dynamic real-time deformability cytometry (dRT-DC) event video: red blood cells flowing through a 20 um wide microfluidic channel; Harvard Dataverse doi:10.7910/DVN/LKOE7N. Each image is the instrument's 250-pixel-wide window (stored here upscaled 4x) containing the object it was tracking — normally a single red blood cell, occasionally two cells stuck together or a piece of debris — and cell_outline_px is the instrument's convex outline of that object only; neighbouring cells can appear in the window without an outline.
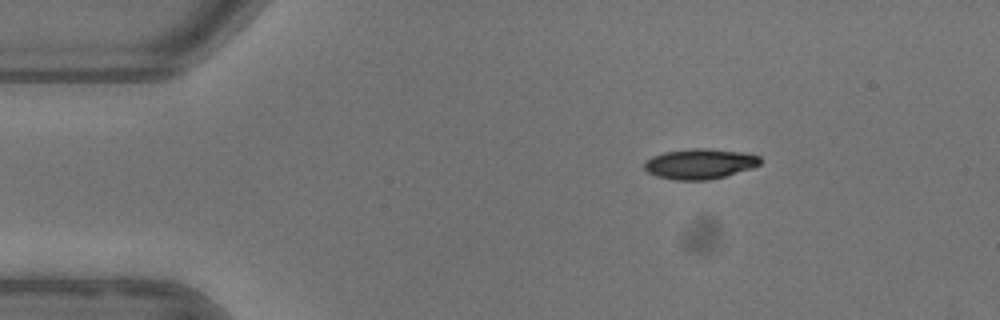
{"species": "common noctule bat (a hibernating species)", "species_latin": "Nyctalus noctula", "temperature_condition": "warm", "stored_images_in_passage": 3, "camera_frame_rate_fps": 3000, "um_per_image_px": 0.085, "animal": {"sex": "female"}, "frame": {"image": 1, "passage_image": 1, "time_ms": 0.0, "image_size_px": [1000, 320], "cell_outline_px": [[760, 164], [752, 168], [724, 176], [708, 180], [672, 180], [656, 176], [648, 172], [644, 168], [644, 164], [652, 156], [664, 152], [692, 148], [708, 148], [744, 152], [760, 156]], "centroid_in_image_um": [59.48, 13.92], "position_along_channel_um": 25.5, "area_um2": 20.46}}
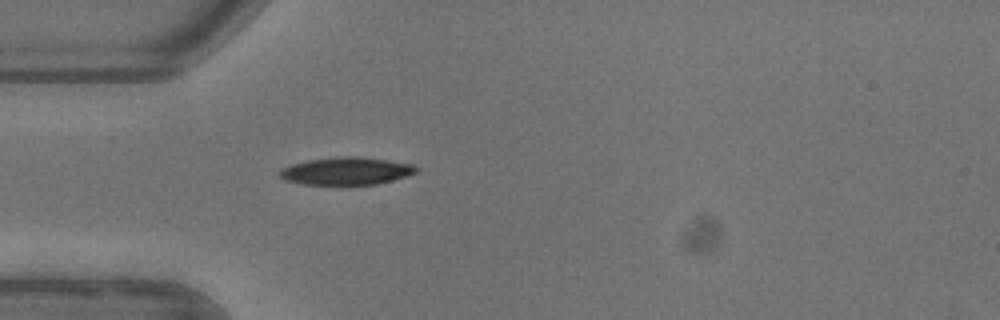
{"frame": {"image": 2, "passage_image": 3, "time_ms": 2.333, "image_size_px": [1000, 320], "cell_outline_px": [[416, 172], [408, 176], [376, 184], [300, 184], [284, 180], [280, 176], [280, 172], [284, 168], [292, 164], [308, 160], [336, 156], [356, 156], [416, 164]], "centroid_in_image_um": [29.45, 14.53], "position_along_channel_um": 55.5, "area_um2": 21.79}}